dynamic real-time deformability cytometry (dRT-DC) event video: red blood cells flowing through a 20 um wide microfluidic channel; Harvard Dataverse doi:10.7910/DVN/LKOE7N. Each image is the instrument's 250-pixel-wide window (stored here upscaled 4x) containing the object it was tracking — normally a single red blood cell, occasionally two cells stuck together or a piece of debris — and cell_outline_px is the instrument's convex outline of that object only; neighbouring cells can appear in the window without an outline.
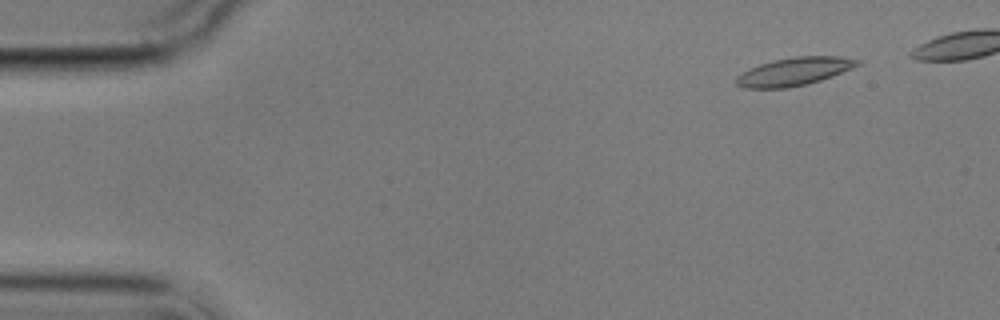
{"species": "common noctule bat (a hibernating species)", "species_latin": "Nyctalus noctula", "temperature_condition": "cold", "stored_images_in_passage": 5, "camera_frame_rate_fps": 3000, "um_per_image_px": 0.085, "animal": {"sex": "male", "body_mass_g": 17.9}, "frame": {"image": 1, "passage_image": 1, "time_ms": 0.0, "image_size_px": [1000, 320], "cell_outline_px": [[864, 64], [832, 76], [808, 84], [788, 88], [744, 88], [736, 84], [736, 76], [760, 64], [776, 60], [796, 56], [836, 56], [860, 60]], "centroid_in_image_um": [67.56, 6.08], "position_along_channel_um": 17.4, "area_um2": 19.71}}